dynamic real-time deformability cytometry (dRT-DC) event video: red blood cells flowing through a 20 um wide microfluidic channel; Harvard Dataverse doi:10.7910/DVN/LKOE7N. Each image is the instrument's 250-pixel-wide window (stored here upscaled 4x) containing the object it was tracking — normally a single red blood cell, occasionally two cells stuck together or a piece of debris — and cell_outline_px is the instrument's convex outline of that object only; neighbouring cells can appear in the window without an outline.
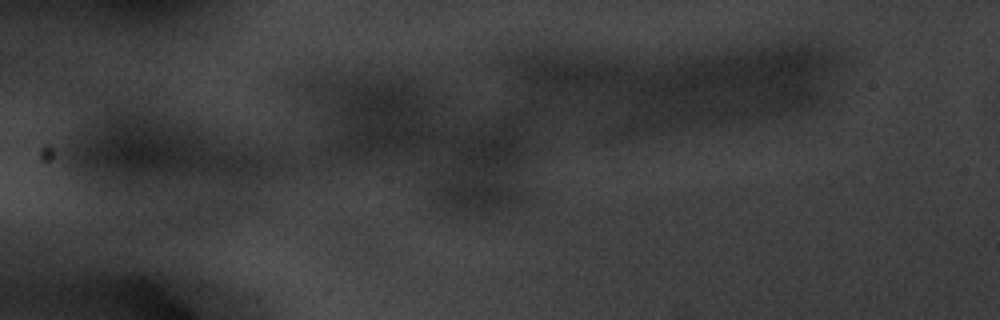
{"species": "common noctule bat (a hibernating species)", "species_latin": "Nyctalus noctula", "temperature_condition": "warm", "stored_images_in_passage": 3, "camera_frame_rate_fps": 3000, "um_per_image_px": 0.085, "animal": {"sex": "male", "body_mass_g": 20.1, "forearm_length_mm": 53.5}, "frame": {"image": 1, "passage_image": 2, "time_ms": 0.333, "image_size_px": [1000, 320], "cell_outline_px": [[232, 204], [200, 244], [156, 236], [148, 232], [156, 228], [208, 204], [224, 200], [232, 200]], "centroid_in_image_um": [16.49, 18.99], "position_along_channel_um": 68.5, "area_um2": 12.25}}